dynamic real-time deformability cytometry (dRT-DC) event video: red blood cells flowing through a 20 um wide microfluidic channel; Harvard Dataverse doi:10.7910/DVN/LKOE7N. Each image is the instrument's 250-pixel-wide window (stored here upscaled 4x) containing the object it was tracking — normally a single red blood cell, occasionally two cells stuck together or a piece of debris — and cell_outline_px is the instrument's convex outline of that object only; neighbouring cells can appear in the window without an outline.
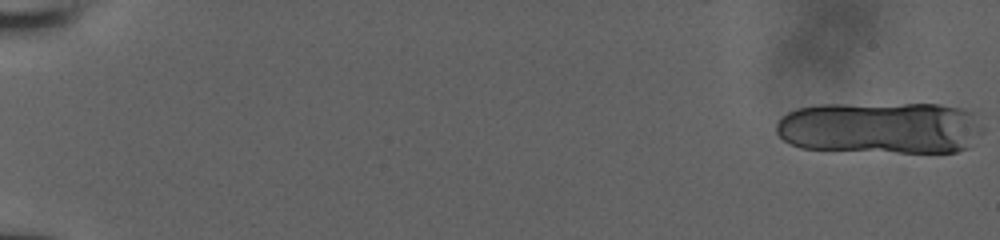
{"species": "human", "species_latin": "Homo sapiens", "temperature_condition": "room temperature", "stored_images_in_passage": 12, "camera_frame_rate_fps": 3000, "um_per_image_px": 0.085, "donor": {"sex": "male"}, "frame": {"image": 1, "passage_image": 1, "time_ms": 0.0, "image_size_px": [1000, 240], "cell_outline_px": [[984, 132], [968, 148], [956, 152], [896, 152], [800, 148], [784, 140], [776, 132], [776, 124], [788, 112], [800, 108], [820, 104], [940, 104], [960, 108], [972, 112], [984, 128]], "centroid_in_image_um": [74.9, 10.86], "position_along_channel_um": 10.1, "area_um2": 63.12}}